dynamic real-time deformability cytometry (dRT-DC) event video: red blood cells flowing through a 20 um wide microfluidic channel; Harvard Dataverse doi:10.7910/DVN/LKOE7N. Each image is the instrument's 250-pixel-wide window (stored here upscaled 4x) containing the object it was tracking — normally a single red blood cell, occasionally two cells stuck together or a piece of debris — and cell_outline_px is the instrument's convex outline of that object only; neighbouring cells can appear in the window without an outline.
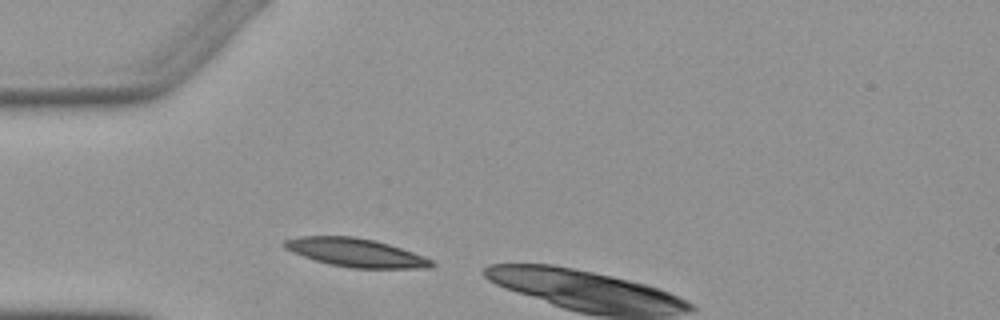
{"species": "Egyptian fruit bat (a non-hibernating species)", "species_latin": "Rousettus aegyptiacus", "temperature_condition": "warm", "stored_images_in_passage": 2, "camera_frame_rate_fps": 3000, "um_per_image_px": 0.085, "animal": {"sex": "female"}, "frame": {"image": 1, "passage_image": 1, "time_ms": 0.0, "image_size_px": [1000, 320], "cell_outline_px": [[436, 264], [432, 268], [352, 268], [328, 264], [292, 252], [284, 248], [280, 244], [284, 240], [300, 236], [356, 236], [376, 240], [424, 256], [432, 260]], "centroid_in_image_um": [30.23, 21.46], "position_along_channel_um": 54.8, "area_um2": 24.51}}